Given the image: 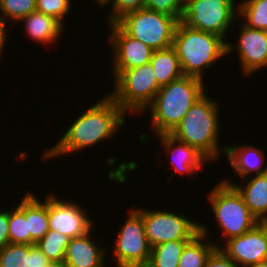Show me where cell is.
I'll list each match as a JSON object with an SVG mask.
<instances>
[{
  "instance_id": "cell-1",
  "label": "cell",
  "mask_w": 267,
  "mask_h": 267,
  "mask_svg": "<svg viewBox=\"0 0 267 267\" xmlns=\"http://www.w3.org/2000/svg\"><path fill=\"white\" fill-rule=\"evenodd\" d=\"M104 97L72 123L55 146L44 153V159L55 158L98 144L105 138H111L120 129L119 127L124 124L126 113L110 96Z\"/></svg>"
},
{
  "instance_id": "cell-2",
  "label": "cell",
  "mask_w": 267,
  "mask_h": 267,
  "mask_svg": "<svg viewBox=\"0 0 267 267\" xmlns=\"http://www.w3.org/2000/svg\"><path fill=\"white\" fill-rule=\"evenodd\" d=\"M172 47L179 58L183 75L201 80L204 69L232 51V44L223 37L190 28L181 21L177 24Z\"/></svg>"
},
{
  "instance_id": "cell-3",
  "label": "cell",
  "mask_w": 267,
  "mask_h": 267,
  "mask_svg": "<svg viewBox=\"0 0 267 267\" xmlns=\"http://www.w3.org/2000/svg\"><path fill=\"white\" fill-rule=\"evenodd\" d=\"M202 83L201 79L183 75L159 89L148 106L157 135L170 133L181 122L192 105L205 94Z\"/></svg>"
},
{
  "instance_id": "cell-4",
  "label": "cell",
  "mask_w": 267,
  "mask_h": 267,
  "mask_svg": "<svg viewBox=\"0 0 267 267\" xmlns=\"http://www.w3.org/2000/svg\"><path fill=\"white\" fill-rule=\"evenodd\" d=\"M218 105L204 94L169 134L194 147L207 160L218 159L220 153L217 137L221 129L217 119Z\"/></svg>"
},
{
  "instance_id": "cell-5",
  "label": "cell",
  "mask_w": 267,
  "mask_h": 267,
  "mask_svg": "<svg viewBox=\"0 0 267 267\" xmlns=\"http://www.w3.org/2000/svg\"><path fill=\"white\" fill-rule=\"evenodd\" d=\"M115 90L109 96L127 113L147 108L161 88L149 63L125 71H114Z\"/></svg>"
},
{
  "instance_id": "cell-6",
  "label": "cell",
  "mask_w": 267,
  "mask_h": 267,
  "mask_svg": "<svg viewBox=\"0 0 267 267\" xmlns=\"http://www.w3.org/2000/svg\"><path fill=\"white\" fill-rule=\"evenodd\" d=\"M208 199L222 234L228 240L244 234L260 223L233 185L221 182L209 193Z\"/></svg>"
},
{
  "instance_id": "cell-7",
  "label": "cell",
  "mask_w": 267,
  "mask_h": 267,
  "mask_svg": "<svg viewBox=\"0 0 267 267\" xmlns=\"http://www.w3.org/2000/svg\"><path fill=\"white\" fill-rule=\"evenodd\" d=\"M178 22L175 17L144 7L124 15L116 24L153 50H163L173 46Z\"/></svg>"
},
{
  "instance_id": "cell-8",
  "label": "cell",
  "mask_w": 267,
  "mask_h": 267,
  "mask_svg": "<svg viewBox=\"0 0 267 267\" xmlns=\"http://www.w3.org/2000/svg\"><path fill=\"white\" fill-rule=\"evenodd\" d=\"M234 0H185L181 22L190 28L225 37L238 15Z\"/></svg>"
},
{
  "instance_id": "cell-9",
  "label": "cell",
  "mask_w": 267,
  "mask_h": 267,
  "mask_svg": "<svg viewBox=\"0 0 267 267\" xmlns=\"http://www.w3.org/2000/svg\"><path fill=\"white\" fill-rule=\"evenodd\" d=\"M129 217L118 234L114 247L118 267L147 266L151 247L143 221V209L129 211Z\"/></svg>"
},
{
  "instance_id": "cell-10",
  "label": "cell",
  "mask_w": 267,
  "mask_h": 267,
  "mask_svg": "<svg viewBox=\"0 0 267 267\" xmlns=\"http://www.w3.org/2000/svg\"><path fill=\"white\" fill-rule=\"evenodd\" d=\"M143 221L151 248L167 241L192 240L200 233V223L173 212L143 209Z\"/></svg>"
},
{
  "instance_id": "cell-11",
  "label": "cell",
  "mask_w": 267,
  "mask_h": 267,
  "mask_svg": "<svg viewBox=\"0 0 267 267\" xmlns=\"http://www.w3.org/2000/svg\"><path fill=\"white\" fill-rule=\"evenodd\" d=\"M221 250L239 267H253L265 261L267 222H260L244 234L226 240ZM241 264V265H239Z\"/></svg>"
},
{
  "instance_id": "cell-12",
  "label": "cell",
  "mask_w": 267,
  "mask_h": 267,
  "mask_svg": "<svg viewBox=\"0 0 267 267\" xmlns=\"http://www.w3.org/2000/svg\"><path fill=\"white\" fill-rule=\"evenodd\" d=\"M57 199L53 194L48 196L49 230L75 238L92 229V221L84 209L76 203Z\"/></svg>"
},
{
  "instance_id": "cell-13",
  "label": "cell",
  "mask_w": 267,
  "mask_h": 267,
  "mask_svg": "<svg viewBox=\"0 0 267 267\" xmlns=\"http://www.w3.org/2000/svg\"><path fill=\"white\" fill-rule=\"evenodd\" d=\"M111 28L114 71H125L149 63L154 50L140 40L127 35L116 23Z\"/></svg>"
},
{
  "instance_id": "cell-14",
  "label": "cell",
  "mask_w": 267,
  "mask_h": 267,
  "mask_svg": "<svg viewBox=\"0 0 267 267\" xmlns=\"http://www.w3.org/2000/svg\"><path fill=\"white\" fill-rule=\"evenodd\" d=\"M241 28L236 48L242 63V71L247 76L267 66V31L251 29L245 25Z\"/></svg>"
},
{
  "instance_id": "cell-15",
  "label": "cell",
  "mask_w": 267,
  "mask_h": 267,
  "mask_svg": "<svg viewBox=\"0 0 267 267\" xmlns=\"http://www.w3.org/2000/svg\"><path fill=\"white\" fill-rule=\"evenodd\" d=\"M90 232L71 238L63 261L66 267H104L105 251L90 239Z\"/></svg>"
},
{
  "instance_id": "cell-16",
  "label": "cell",
  "mask_w": 267,
  "mask_h": 267,
  "mask_svg": "<svg viewBox=\"0 0 267 267\" xmlns=\"http://www.w3.org/2000/svg\"><path fill=\"white\" fill-rule=\"evenodd\" d=\"M158 136L161 138V142L165 148L168 149L167 151H172L171 162L174 164L176 171L181 173L187 172L191 175L193 174V171H196L201 167L203 161H208L194 147H191L187 143L176 139L169 133L158 134Z\"/></svg>"
},
{
  "instance_id": "cell-17",
  "label": "cell",
  "mask_w": 267,
  "mask_h": 267,
  "mask_svg": "<svg viewBox=\"0 0 267 267\" xmlns=\"http://www.w3.org/2000/svg\"><path fill=\"white\" fill-rule=\"evenodd\" d=\"M246 186H238L229 181L242 195L245 204L259 222H267V173L255 175L247 180ZM244 189V190H243Z\"/></svg>"
},
{
  "instance_id": "cell-18",
  "label": "cell",
  "mask_w": 267,
  "mask_h": 267,
  "mask_svg": "<svg viewBox=\"0 0 267 267\" xmlns=\"http://www.w3.org/2000/svg\"><path fill=\"white\" fill-rule=\"evenodd\" d=\"M247 145L237 146L234 144L232 147L226 146L220 149V152L228 156V161L231 167L238 173L242 178H247L249 174L254 172L256 175L267 173V167L262 168L264 160L262 155L259 152L258 148H255L253 145L249 147ZM241 149V150H240ZM261 164V165H260Z\"/></svg>"
},
{
  "instance_id": "cell-19",
  "label": "cell",
  "mask_w": 267,
  "mask_h": 267,
  "mask_svg": "<svg viewBox=\"0 0 267 267\" xmlns=\"http://www.w3.org/2000/svg\"><path fill=\"white\" fill-rule=\"evenodd\" d=\"M25 21L26 31L33 40L45 44L60 37L63 24L53 16L45 15L38 11L20 19Z\"/></svg>"
},
{
  "instance_id": "cell-20",
  "label": "cell",
  "mask_w": 267,
  "mask_h": 267,
  "mask_svg": "<svg viewBox=\"0 0 267 267\" xmlns=\"http://www.w3.org/2000/svg\"><path fill=\"white\" fill-rule=\"evenodd\" d=\"M150 64L160 87L183 76L179 58L173 47L154 50Z\"/></svg>"
},
{
  "instance_id": "cell-21",
  "label": "cell",
  "mask_w": 267,
  "mask_h": 267,
  "mask_svg": "<svg viewBox=\"0 0 267 267\" xmlns=\"http://www.w3.org/2000/svg\"><path fill=\"white\" fill-rule=\"evenodd\" d=\"M25 196V219L28 220V234L37 243L49 231L48 197L42 203L33 194Z\"/></svg>"
},
{
  "instance_id": "cell-22",
  "label": "cell",
  "mask_w": 267,
  "mask_h": 267,
  "mask_svg": "<svg viewBox=\"0 0 267 267\" xmlns=\"http://www.w3.org/2000/svg\"><path fill=\"white\" fill-rule=\"evenodd\" d=\"M206 227L200 224V233L190 240L184 247L178 267H204L207 258L217 247L215 244L203 242L207 235Z\"/></svg>"
},
{
  "instance_id": "cell-23",
  "label": "cell",
  "mask_w": 267,
  "mask_h": 267,
  "mask_svg": "<svg viewBox=\"0 0 267 267\" xmlns=\"http://www.w3.org/2000/svg\"><path fill=\"white\" fill-rule=\"evenodd\" d=\"M190 240L167 241L151 248L146 267H178L181 253Z\"/></svg>"
},
{
  "instance_id": "cell-24",
  "label": "cell",
  "mask_w": 267,
  "mask_h": 267,
  "mask_svg": "<svg viewBox=\"0 0 267 267\" xmlns=\"http://www.w3.org/2000/svg\"><path fill=\"white\" fill-rule=\"evenodd\" d=\"M237 9L246 27L267 31V0H245Z\"/></svg>"
},
{
  "instance_id": "cell-25",
  "label": "cell",
  "mask_w": 267,
  "mask_h": 267,
  "mask_svg": "<svg viewBox=\"0 0 267 267\" xmlns=\"http://www.w3.org/2000/svg\"><path fill=\"white\" fill-rule=\"evenodd\" d=\"M9 242L36 245V242L28 234V220L25 219V197L14 211H9Z\"/></svg>"
},
{
  "instance_id": "cell-26",
  "label": "cell",
  "mask_w": 267,
  "mask_h": 267,
  "mask_svg": "<svg viewBox=\"0 0 267 267\" xmlns=\"http://www.w3.org/2000/svg\"><path fill=\"white\" fill-rule=\"evenodd\" d=\"M71 238L64 234H59L54 230H49L41 238L36 246L44 253L50 262H63L65 258L66 247Z\"/></svg>"
},
{
  "instance_id": "cell-27",
  "label": "cell",
  "mask_w": 267,
  "mask_h": 267,
  "mask_svg": "<svg viewBox=\"0 0 267 267\" xmlns=\"http://www.w3.org/2000/svg\"><path fill=\"white\" fill-rule=\"evenodd\" d=\"M29 245L9 243L0 249V267H28Z\"/></svg>"
},
{
  "instance_id": "cell-28",
  "label": "cell",
  "mask_w": 267,
  "mask_h": 267,
  "mask_svg": "<svg viewBox=\"0 0 267 267\" xmlns=\"http://www.w3.org/2000/svg\"><path fill=\"white\" fill-rule=\"evenodd\" d=\"M2 16L16 22L36 11V0H0Z\"/></svg>"
},
{
  "instance_id": "cell-29",
  "label": "cell",
  "mask_w": 267,
  "mask_h": 267,
  "mask_svg": "<svg viewBox=\"0 0 267 267\" xmlns=\"http://www.w3.org/2000/svg\"><path fill=\"white\" fill-rule=\"evenodd\" d=\"M144 7L175 17L178 21H181L185 0H146Z\"/></svg>"
},
{
  "instance_id": "cell-30",
  "label": "cell",
  "mask_w": 267,
  "mask_h": 267,
  "mask_svg": "<svg viewBox=\"0 0 267 267\" xmlns=\"http://www.w3.org/2000/svg\"><path fill=\"white\" fill-rule=\"evenodd\" d=\"M70 3V0H36V11L53 16L63 23L64 16L69 12Z\"/></svg>"
},
{
  "instance_id": "cell-31",
  "label": "cell",
  "mask_w": 267,
  "mask_h": 267,
  "mask_svg": "<svg viewBox=\"0 0 267 267\" xmlns=\"http://www.w3.org/2000/svg\"><path fill=\"white\" fill-rule=\"evenodd\" d=\"M146 0H113V13L108 18L109 24L116 23L124 15L144 8Z\"/></svg>"
},
{
  "instance_id": "cell-32",
  "label": "cell",
  "mask_w": 267,
  "mask_h": 267,
  "mask_svg": "<svg viewBox=\"0 0 267 267\" xmlns=\"http://www.w3.org/2000/svg\"><path fill=\"white\" fill-rule=\"evenodd\" d=\"M204 267H239L222 250L217 247L207 258Z\"/></svg>"
},
{
  "instance_id": "cell-33",
  "label": "cell",
  "mask_w": 267,
  "mask_h": 267,
  "mask_svg": "<svg viewBox=\"0 0 267 267\" xmlns=\"http://www.w3.org/2000/svg\"><path fill=\"white\" fill-rule=\"evenodd\" d=\"M49 263L50 261L36 245H29L28 267H45Z\"/></svg>"
},
{
  "instance_id": "cell-34",
  "label": "cell",
  "mask_w": 267,
  "mask_h": 267,
  "mask_svg": "<svg viewBox=\"0 0 267 267\" xmlns=\"http://www.w3.org/2000/svg\"><path fill=\"white\" fill-rule=\"evenodd\" d=\"M9 243V211H0V249Z\"/></svg>"
},
{
  "instance_id": "cell-35",
  "label": "cell",
  "mask_w": 267,
  "mask_h": 267,
  "mask_svg": "<svg viewBox=\"0 0 267 267\" xmlns=\"http://www.w3.org/2000/svg\"><path fill=\"white\" fill-rule=\"evenodd\" d=\"M5 18H2V16L0 17V54L1 51L3 50V46L5 43V38H6V34H7V29L5 28V24L6 22L3 20Z\"/></svg>"
},
{
  "instance_id": "cell-36",
  "label": "cell",
  "mask_w": 267,
  "mask_h": 267,
  "mask_svg": "<svg viewBox=\"0 0 267 267\" xmlns=\"http://www.w3.org/2000/svg\"><path fill=\"white\" fill-rule=\"evenodd\" d=\"M45 267H66L64 262H50Z\"/></svg>"
},
{
  "instance_id": "cell-37",
  "label": "cell",
  "mask_w": 267,
  "mask_h": 267,
  "mask_svg": "<svg viewBox=\"0 0 267 267\" xmlns=\"http://www.w3.org/2000/svg\"><path fill=\"white\" fill-rule=\"evenodd\" d=\"M96 2L100 3V5L105 6L106 4H109L112 0H95Z\"/></svg>"
},
{
  "instance_id": "cell-38",
  "label": "cell",
  "mask_w": 267,
  "mask_h": 267,
  "mask_svg": "<svg viewBox=\"0 0 267 267\" xmlns=\"http://www.w3.org/2000/svg\"><path fill=\"white\" fill-rule=\"evenodd\" d=\"M253 267H267V263L264 261V262H261Z\"/></svg>"
},
{
  "instance_id": "cell-39",
  "label": "cell",
  "mask_w": 267,
  "mask_h": 267,
  "mask_svg": "<svg viewBox=\"0 0 267 267\" xmlns=\"http://www.w3.org/2000/svg\"><path fill=\"white\" fill-rule=\"evenodd\" d=\"M265 262L267 263V251H266V258H265Z\"/></svg>"
}]
</instances>
